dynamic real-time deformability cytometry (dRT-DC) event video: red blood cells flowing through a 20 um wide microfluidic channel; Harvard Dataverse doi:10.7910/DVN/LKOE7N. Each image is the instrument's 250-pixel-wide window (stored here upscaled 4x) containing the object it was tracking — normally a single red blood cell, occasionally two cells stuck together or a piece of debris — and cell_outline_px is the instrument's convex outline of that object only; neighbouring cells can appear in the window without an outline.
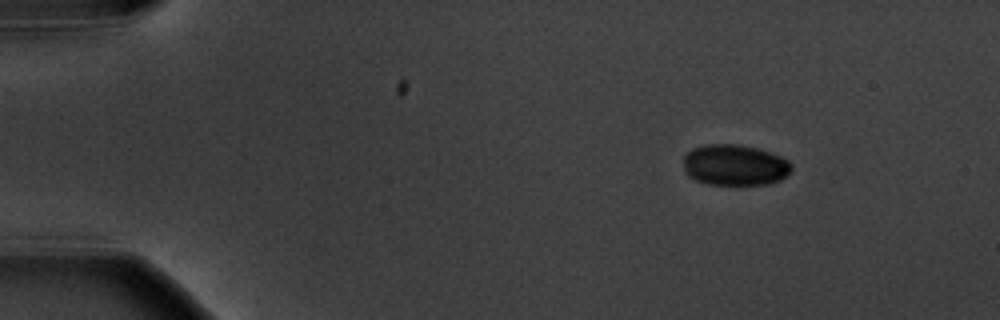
{"species": "common noctule bat (a hibernating species)", "species_latin": "Nyctalus noctula", "temperature_condition": "warm", "stored_images_in_passage": 6, "camera_frame_rate_fps": 3000, "um_per_image_px": 0.085, "animal": {"sex": "male", "body_mass_g": 20.1, "forearm_length_mm": 53.5}, "frame": {"image": 1, "passage_image": 2, "time_ms": 1.0, "image_size_px": [1000, 320], "cell_outline_px": [[792, 168], [780, 180], [768, 184], [708, 184], [696, 180], [688, 176], [684, 172], [684, 156], [692, 148], [704, 144], [736, 144], [756, 148], [780, 156], [788, 160], [792, 164]], "centroid_in_image_um": [62.42, 14.02], "position_along_channel_um": 22.6, "area_um2": 25.72}}
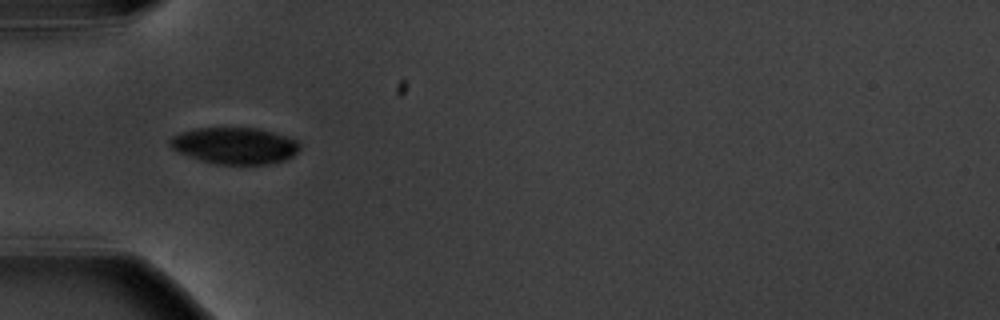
{"frame": {"image": 2, "passage_image": 5, "time_ms": 4.667, "image_size_px": [1000, 320], "cell_outline_px": [[300, 148], [292, 156], [284, 160], [268, 164], [216, 164], [200, 160], [180, 152], [172, 148], [168, 140], [172, 136], [180, 132], [196, 128], [260, 128], [300, 140]], "centroid_in_image_um": [19.98, 12.37], "position_along_channel_um": 65.0, "area_um2": 27.69}}